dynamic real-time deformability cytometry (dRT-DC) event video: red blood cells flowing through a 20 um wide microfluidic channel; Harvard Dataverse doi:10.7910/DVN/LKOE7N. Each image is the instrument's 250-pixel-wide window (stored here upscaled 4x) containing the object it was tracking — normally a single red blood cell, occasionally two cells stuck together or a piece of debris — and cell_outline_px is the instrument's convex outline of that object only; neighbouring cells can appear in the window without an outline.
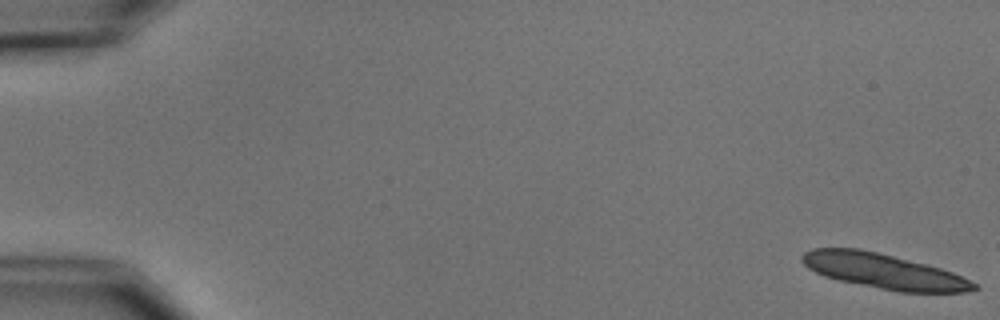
{"species": "common noctule bat (a hibernating species)", "species_latin": "Nyctalus noctula", "temperature_condition": "cold", "stored_images_in_passage": 3, "camera_frame_rate_fps": 3000, "um_per_image_px": 0.085, "animal": {"sex": "male", "body_mass_g": 15.6}, "frame": {"image": 1, "passage_image": 1, "time_ms": 0.0, "image_size_px": [1000, 320], "cell_outline_px": [[980, 288], [964, 292], [900, 292], [840, 280], [824, 276], [808, 268], [800, 260], [800, 256], [804, 252], [812, 248], [860, 248], [928, 264], [952, 272], [976, 284]], "centroid_in_image_um": [75.08, 23.04], "position_along_channel_um": 9.9, "area_um2": 34.85}}